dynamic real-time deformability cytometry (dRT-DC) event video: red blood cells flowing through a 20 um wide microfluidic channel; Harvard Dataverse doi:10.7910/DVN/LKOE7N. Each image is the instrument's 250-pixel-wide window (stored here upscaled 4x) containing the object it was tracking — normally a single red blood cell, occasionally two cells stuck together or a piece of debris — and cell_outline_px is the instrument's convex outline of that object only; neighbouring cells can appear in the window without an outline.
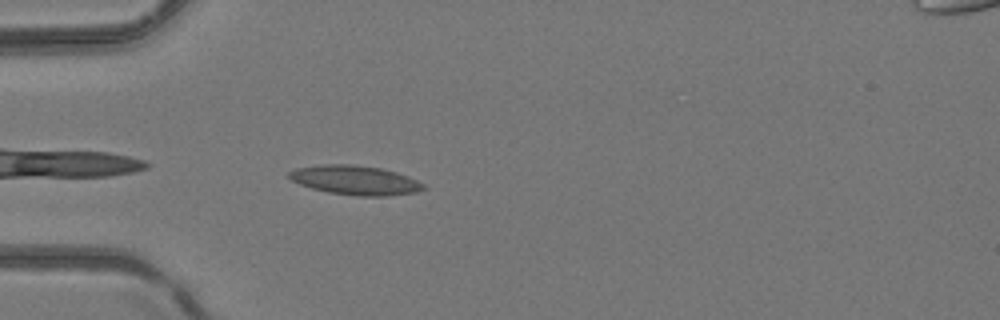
{"species": "common noctule bat (a hibernating species)", "species_latin": "Nyctalus noctula", "temperature_condition": "room temperature", "stored_images_in_passage": 3, "camera_frame_rate_fps": 3000, "um_per_image_px": 0.085, "animal": {"sex": "female", "body_mass_g": 24.6, "forearm_length_mm": 56.2}, "frame": {"image": 1, "passage_image": 3, "time_ms": 2.333, "image_size_px": [1000, 320], "cell_outline_px": [[428, 188], [416, 192], [388, 196], [356, 196], [328, 192], [312, 188], [300, 184], [292, 180], [288, 176], [288, 172], [296, 168], [320, 164], [352, 164], [380, 168], [396, 172], [408, 176], [424, 184]], "centroid_in_image_um": [30.2, 15.31], "position_along_channel_um": 54.8, "area_um2": 23.0}}